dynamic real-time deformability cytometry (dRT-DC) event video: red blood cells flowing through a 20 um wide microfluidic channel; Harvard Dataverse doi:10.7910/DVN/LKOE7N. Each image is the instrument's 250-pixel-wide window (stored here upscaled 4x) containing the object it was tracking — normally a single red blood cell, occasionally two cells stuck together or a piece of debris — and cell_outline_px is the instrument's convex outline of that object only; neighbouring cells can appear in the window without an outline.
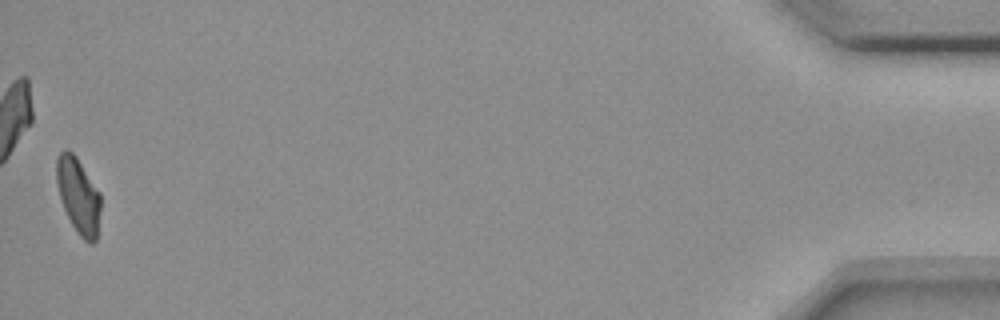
{"species": "common noctule bat (a hibernating species)", "species_latin": "Nyctalus noctula", "temperature_condition": "room temperature", "stored_images_in_passage": 54, "camera_frame_rate_fps": 3000, "um_per_image_px": 0.085, "animal": {"sex": "female", "body_mass_g": 18.4}, "frame": {"image": 1, "passage_image": 54, "time_ms": 17.667, "image_size_px": [1000, 320], "cell_outline_px": [[100, 208], [96, 240], [92, 244], [88, 244], [80, 236], [72, 224], [64, 208], [60, 196], [56, 180], [56, 160], [60, 152], [64, 148], [68, 148], [76, 156], [100, 192]], "centroid_in_image_um": [6.66, 16.6], "position_along_channel_um": 428.5, "area_um2": 19.36}}